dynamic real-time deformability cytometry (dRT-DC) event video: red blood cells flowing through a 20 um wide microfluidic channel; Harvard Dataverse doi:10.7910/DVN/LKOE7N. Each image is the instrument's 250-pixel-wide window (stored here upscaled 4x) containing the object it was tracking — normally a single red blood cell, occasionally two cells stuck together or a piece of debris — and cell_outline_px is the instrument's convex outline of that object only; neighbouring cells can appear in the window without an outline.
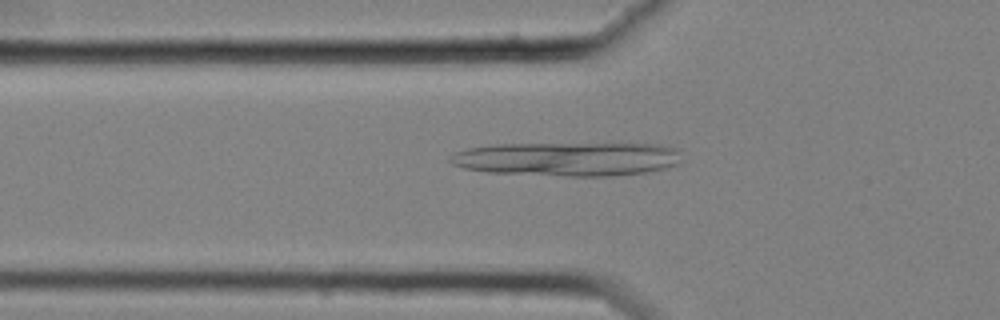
{"species": "common noctule bat (a hibernating species)", "species_latin": "Nyctalus noctula", "temperature_condition": "cold", "stored_images_in_passage": 52, "camera_frame_rate_fps": 3000, "um_per_image_px": 0.085, "animal": {"sex": "female", "body_mass_g": 25.1}, "frame": {"image": 1, "passage_image": 15, "time_ms": 4.667, "image_size_px": [1000, 320], "cell_outline_px": [[680, 148], [676, 164], [664, 168], [644, 172], [612, 176], [568, 176], [488, 172], [464, 168], [452, 164], [448, 160], [448, 156], [464, 148], [496, 144], [660, 144]], "centroid_in_image_um": [48.18, 13.5], "position_along_channel_um": 77.6, "area_um2": 45.72}}
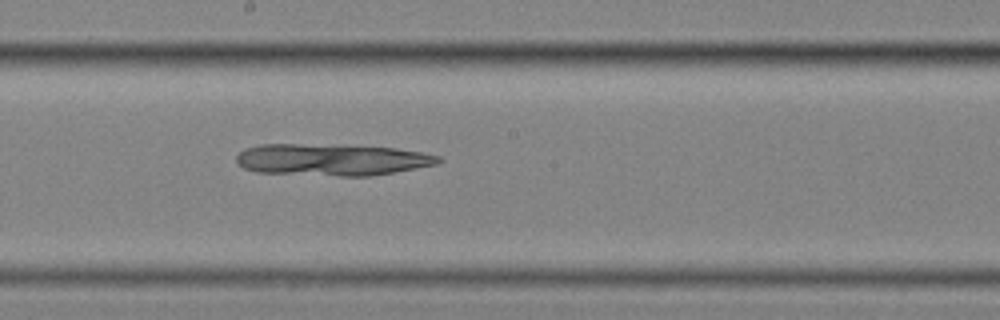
{"frame": {"image": 2, "passage_image": 27, "time_ms": 8.667, "image_size_px": [1000, 320], "cell_outline_px": [[444, 160], [436, 164], [372, 176], [340, 176], [256, 172], [244, 168], [236, 160], [236, 156], [244, 148], [260, 144], [340, 144], [396, 148], [420, 152], [440, 156]], "centroid_in_image_um": [28.2, 13.56], "position_along_channel_um": 220.0, "area_um2": 37.69}}
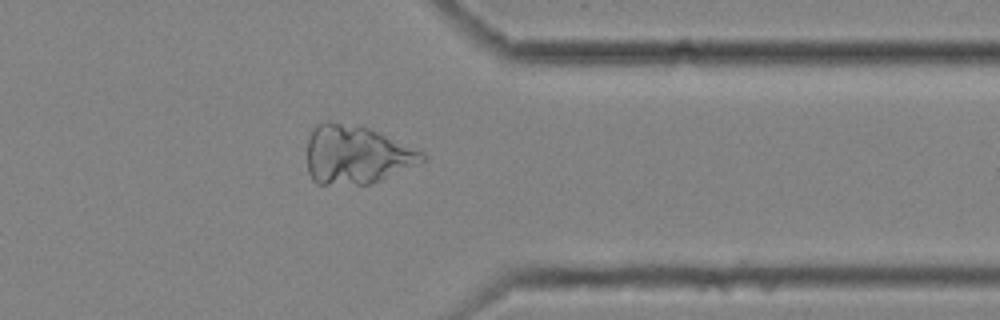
{"frame": {"image": 3, "passage_image": 41, "time_ms": 13.333, "image_size_px": [1000, 320], "cell_outline_px": [[424, 160], [416, 164], [368, 184], [316, 184], [312, 180], [308, 172], [308, 140], [316, 124], [324, 120], [328, 120], [368, 128], [424, 152]], "centroid_in_image_um": [30.22, 13.14], "position_along_channel_um": 381.2, "area_um2": 38.55}}